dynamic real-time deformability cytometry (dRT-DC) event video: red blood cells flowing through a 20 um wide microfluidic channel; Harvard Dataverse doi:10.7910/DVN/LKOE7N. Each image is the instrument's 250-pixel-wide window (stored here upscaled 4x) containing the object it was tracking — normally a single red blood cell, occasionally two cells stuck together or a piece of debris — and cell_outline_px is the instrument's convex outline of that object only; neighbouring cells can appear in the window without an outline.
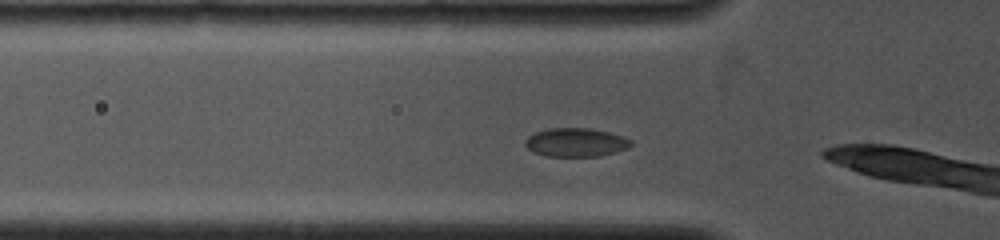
{"species": "common noctule bat (a hibernating species)", "species_latin": "Nyctalus noctula", "temperature_condition": "cold", "stored_images_in_passage": 11, "camera_frame_rate_fps": 4000, "um_per_image_px": 0.085, "animal": {"sex": "female", "body_mass_g": 19.0, "forearm_length_mm": 53.3}, "frame": {"image": 1, "passage_image": 4, "time_ms": 1.0, "image_size_px": [1000, 240], "cell_outline_px": [[632, 144], [628, 148], [600, 156], [544, 156], [532, 152], [524, 144], [524, 140], [528, 136], [536, 132], [548, 128], [592, 128], [608, 132], [632, 140]], "centroid_in_image_um": [48.91, 12.1], "position_along_channel_um": 76.9, "area_um2": 17.69}}
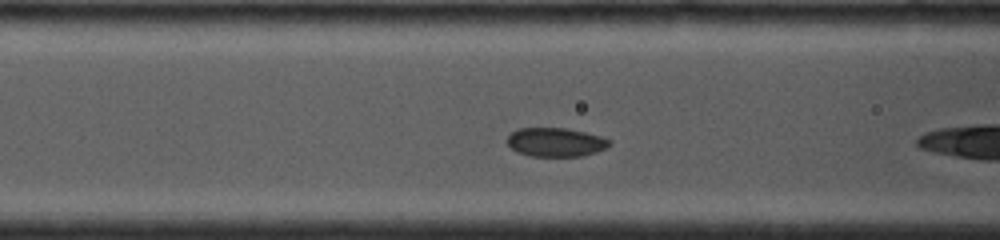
{"frame": {"image": 2, "passage_image": 8, "time_ms": 2.0, "image_size_px": [1000, 240], "cell_outline_px": [[612, 144], [608, 148], [596, 152], [580, 156], [532, 156], [516, 152], [508, 144], [508, 136], [516, 128], [568, 128], [600, 136], [612, 140]], "centroid_in_image_um": [47.26, 12.08], "position_along_channel_um": 119.3, "area_um2": 17.28}}